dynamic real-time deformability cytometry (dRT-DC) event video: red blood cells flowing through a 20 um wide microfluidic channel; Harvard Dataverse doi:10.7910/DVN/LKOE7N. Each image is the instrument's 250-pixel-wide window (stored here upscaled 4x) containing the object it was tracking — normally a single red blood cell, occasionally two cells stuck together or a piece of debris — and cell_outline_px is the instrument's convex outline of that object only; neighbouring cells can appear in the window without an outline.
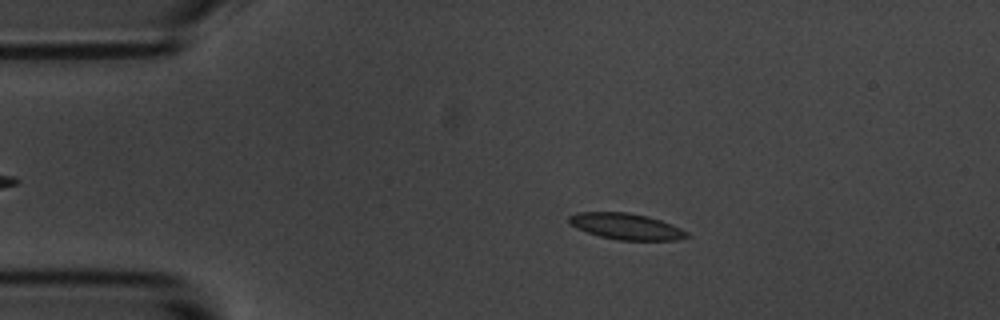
{"species": "common noctule bat (a hibernating species)", "species_latin": "Nyctalus noctula", "temperature_condition": "room temperature", "stored_images_in_passage": 36, "camera_frame_rate_fps": 3000, "um_per_image_px": 0.085, "animal": {"sex": "male", "body_mass_g": 20.1, "forearm_length_mm": 53.5}, "frame": {"image": 1, "passage_image": 3, "time_ms": 0.667, "image_size_px": [1000, 320], "cell_outline_px": [[688, 236], [676, 240], [616, 240], [600, 236], [576, 228], [568, 224], [568, 216], [576, 212], [628, 212], [648, 216], [672, 224], [688, 232]], "centroid_in_image_um": [53.18, 19.23], "position_along_channel_um": 31.8, "area_um2": 18.03}}
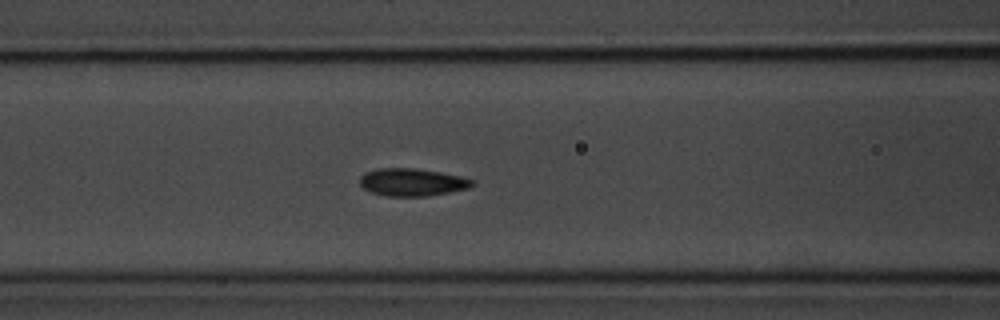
{"frame": {"image": 2, "passage_image": 15, "time_ms": 4.667, "image_size_px": [1000, 320], "cell_outline_px": [[476, 184], [468, 188], [428, 196], [388, 196], [372, 192], [364, 188], [360, 184], [360, 176], [364, 172], [376, 168], [416, 168], [440, 172], [460, 176], [476, 180]], "centroid_in_image_um": [35.04, 15.47], "position_along_channel_um": 131.6, "area_um2": 18.15}}
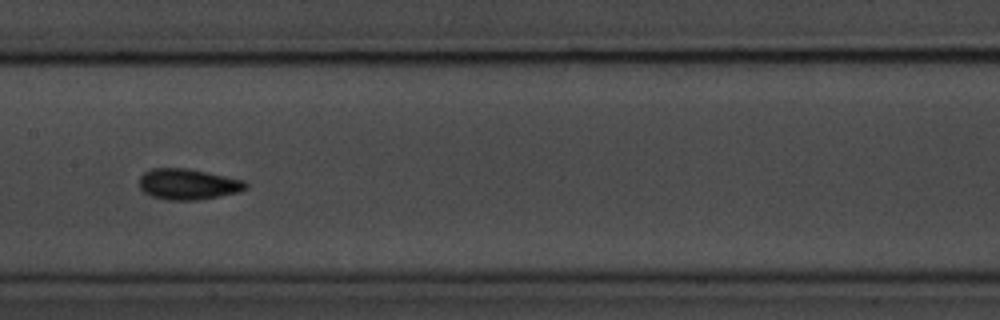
{"frame": {"image": 3, "passage_image": 20, "time_ms": 6.333, "image_size_px": [1000, 320], "cell_outline_px": [[248, 188], [240, 192], [200, 200], [164, 200], [152, 196], [144, 192], [140, 188], [140, 176], [144, 172], [152, 168], [184, 168], [208, 172], [244, 180], [248, 184]], "centroid_in_image_um": [16.0, 15.66], "position_along_channel_um": 191.4, "area_um2": 19.31}, "authors_computed_cell_mechanics": {"area_um2": 17.918, "velocity_mm_per_s": 3.5853, "shape_relaxation_time_tau1_ms": 2.5695, "shape_relaxation_time_tau2_ms": 1.4317, "deformation_change_tau1": 0.0996, "deformation_change_tau2": 0.0754}}